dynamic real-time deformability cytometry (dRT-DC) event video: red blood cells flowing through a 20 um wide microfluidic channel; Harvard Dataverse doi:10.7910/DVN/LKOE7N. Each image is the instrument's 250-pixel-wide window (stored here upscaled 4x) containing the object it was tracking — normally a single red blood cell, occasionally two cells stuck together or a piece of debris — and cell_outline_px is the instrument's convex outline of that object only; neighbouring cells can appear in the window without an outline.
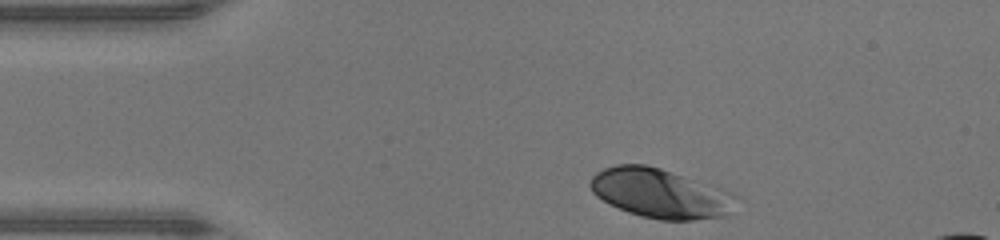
{"species": "human", "species_latin": "Homo sapiens", "temperature_condition": "warm", "stored_images_in_passage": 31, "camera_frame_rate_fps": 3000, "um_per_image_px": 0.085, "donor": {"sex": "male"}, "frame": {"image": 1, "passage_image": 1, "time_ms": 0.0, "image_size_px": [1000, 240], "cell_outline_px": [[740, 196], [724, 216], [692, 220], [660, 220], [640, 216], [628, 212], [596, 196], [592, 192], [588, 184], [592, 176], [596, 172], [604, 168], [616, 164], [644, 164], [660, 168], [732, 192]], "centroid_in_image_um": [56.1, 16.43], "position_along_channel_um": 28.9, "area_um2": 41.67}}
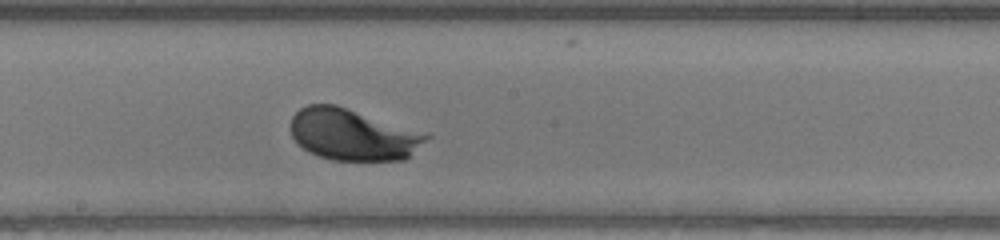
{"frame": {"image": 2, "passage_image": 18, "time_ms": 5.667, "image_size_px": [1000, 240], "cell_outline_px": [[432, 136], [404, 160], [332, 160], [308, 152], [292, 136], [292, 116], [300, 108], [308, 104], [336, 104], [428, 132]], "centroid_in_image_um": [30.05, 11.42], "position_along_channel_um": 218.2, "area_um2": 40.92}}
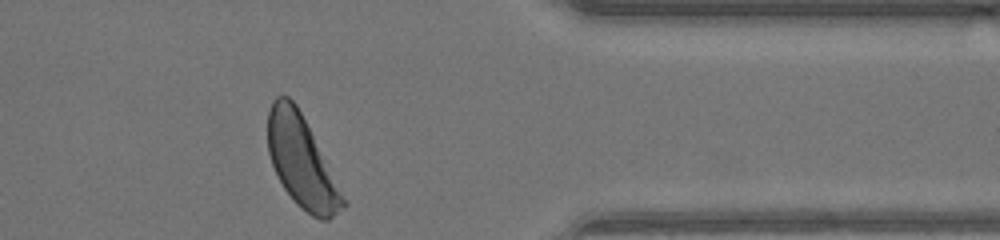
{"frame": {"image": 3, "passage_image": 31, "time_ms": 10.0, "image_size_px": [1000, 240], "cell_outline_px": [[348, 204], [344, 208], [328, 220], [320, 220], [312, 216], [296, 204], [284, 188], [272, 164], [268, 152], [268, 108], [272, 100], [276, 96], [288, 96], [296, 104], [348, 200]], "centroid_in_image_um": [25.66, 13.77], "position_along_channel_um": 385.7, "area_um2": 40.06}, "authors_computed_cell_mechanics": {"area_um2": 40.2288, "velocity_mm_per_s": 4.3041, "shape_relaxation_time_tau1_ms": 1.2179, "shape_relaxation_time_tau2_ms": null, "deformation_change_tau1": 0.1269, "deformation_change_tau2": null}}